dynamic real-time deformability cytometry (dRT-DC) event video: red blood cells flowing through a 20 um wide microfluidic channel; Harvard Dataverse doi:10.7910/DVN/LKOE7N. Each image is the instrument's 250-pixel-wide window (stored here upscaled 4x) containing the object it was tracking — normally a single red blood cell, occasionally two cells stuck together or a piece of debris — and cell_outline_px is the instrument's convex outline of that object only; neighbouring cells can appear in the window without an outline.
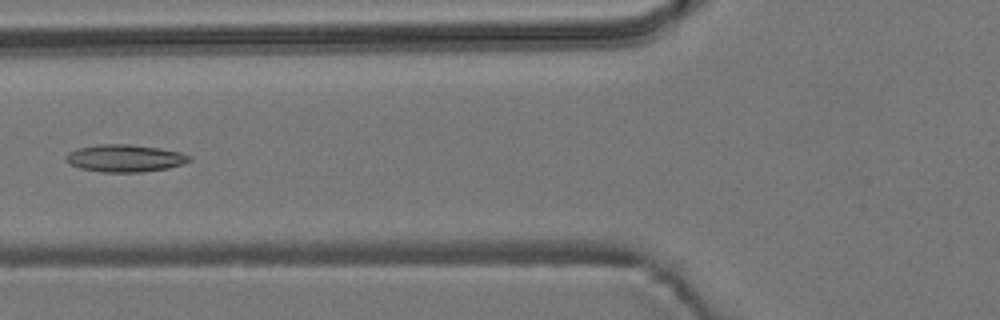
{"species": "common noctule bat (a hibernating species)", "species_latin": "Nyctalus noctula", "temperature_condition": "room temperature", "stored_images_in_passage": 7, "camera_frame_rate_fps": 3000, "um_per_image_px": 0.085, "animal": {"sex": "male", "body_mass_g": 19.2, "forearm_length_mm": 51.8}, "frame": {"image": 1, "passage_image": 6, "time_ms": 6.0, "image_size_px": [1000, 320], "cell_outline_px": [[192, 160], [184, 164], [168, 168], [140, 172], [100, 172], [80, 168], [68, 164], [64, 160], [64, 156], [68, 152], [76, 148], [100, 144], [128, 144], [160, 148], [180, 152], [192, 156]], "centroid_in_image_um": [10.59, 13.45], "position_along_channel_um": 115.2, "area_um2": 19.94}}
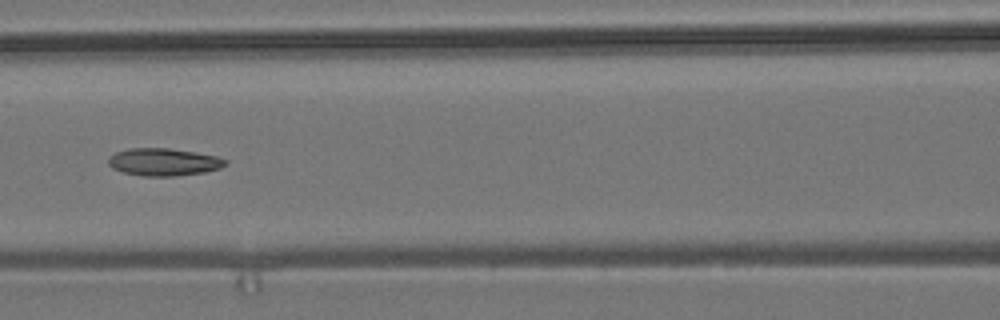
{"frame": {"image": 2, "passage_image": 7, "time_ms": 7.0, "image_size_px": [1000, 320], "cell_outline_px": [[228, 164], [220, 168], [204, 172], [176, 176], [144, 176], [124, 172], [112, 168], [108, 164], [108, 160], [116, 152], [128, 148], [168, 148], [196, 152], [216, 156], [228, 160]], "centroid_in_image_um": [13.94, 13.77], "position_along_channel_um": 152.7, "area_um2": 18.73}}